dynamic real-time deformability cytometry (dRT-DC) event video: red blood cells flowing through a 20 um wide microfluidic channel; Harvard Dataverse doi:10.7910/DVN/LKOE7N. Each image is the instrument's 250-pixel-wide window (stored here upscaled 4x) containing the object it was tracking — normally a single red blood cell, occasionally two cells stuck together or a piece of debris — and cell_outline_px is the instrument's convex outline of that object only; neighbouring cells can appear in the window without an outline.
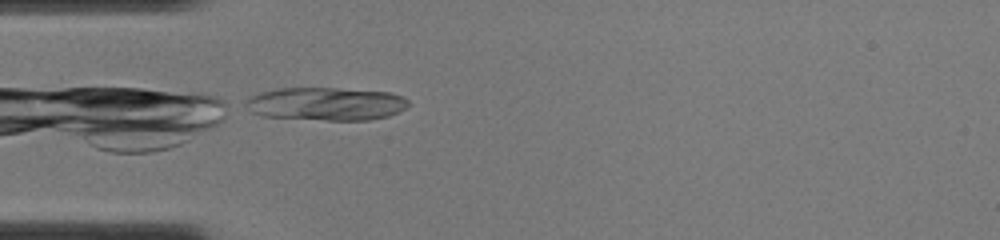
{"species": "common noctule bat (a hibernating species)", "species_latin": "Nyctalus noctula", "temperature_condition": "cold", "stored_images_in_passage": 23, "camera_frame_rate_fps": 3000, "um_per_image_px": 0.085, "animal": {"sex": "female", "body_mass_g": 22.0, "forearm_length_mm": 56.7}, "frame": {"image": 1, "passage_image": 1, "time_ms": 0.0, "image_size_px": [1000, 240], "cell_outline_px": [[408, 104], [404, 108], [388, 116], [368, 120], [328, 120], [264, 116], [252, 112], [244, 104], [252, 96], [264, 92], [280, 88], [336, 88], [392, 92], [404, 96], [408, 100]], "centroid_in_image_um": [27.76, 8.82], "position_along_channel_um": 57.2, "area_um2": 31.1}}
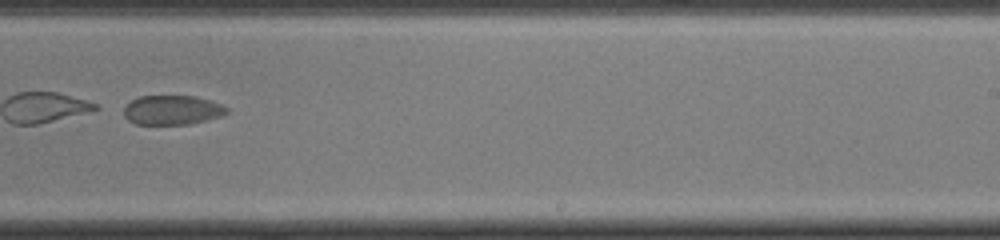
{"frame": {"image": 2, "passage_image": 17, "time_ms": 5.333, "image_size_px": [1000, 240], "cell_outline_px": [[228, 112], [220, 116], [208, 120], [188, 124], [136, 124], [128, 120], [124, 116], [124, 108], [132, 100], [140, 96], [192, 96], [208, 100], [220, 104], [228, 108]], "centroid_in_image_um": [14.63, 9.36], "position_along_channel_um": 274.4, "area_um2": 17.46}}
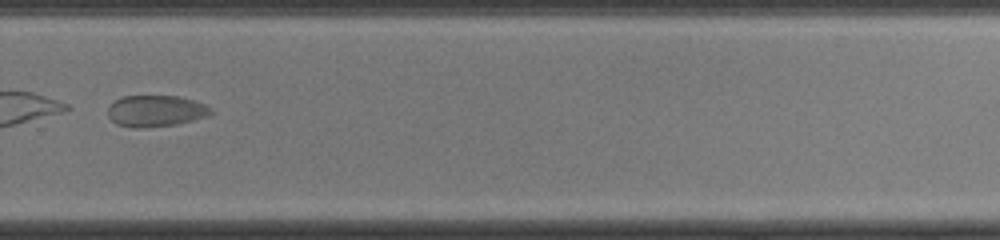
{"frame": {"image": 3, "passage_image": 20, "time_ms": 6.333, "image_size_px": [1000, 240], "cell_outline_px": [[212, 112], [208, 116], [176, 124], [140, 128], [132, 128], [116, 124], [108, 116], [108, 108], [116, 100], [124, 96], [176, 96], [192, 100], [204, 104], [212, 108]], "centroid_in_image_um": [13.23, 9.44], "position_along_channel_um": 316.6, "area_um2": 18.67}}